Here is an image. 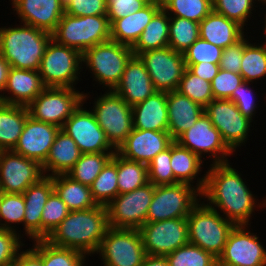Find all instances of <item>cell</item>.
I'll return each mask as SVG.
<instances>
[{"instance_id": "1", "label": "cell", "mask_w": 266, "mask_h": 266, "mask_svg": "<svg viewBox=\"0 0 266 266\" xmlns=\"http://www.w3.org/2000/svg\"><path fill=\"white\" fill-rule=\"evenodd\" d=\"M230 164H210L211 167L205 173V186L200 198L235 225H250L256 208H266V197L260 203L257 202L259 199L252 194L242 174Z\"/></svg>"}, {"instance_id": "2", "label": "cell", "mask_w": 266, "mask_h": 266, "mask_svg": "<svg viewBox=\"0 0 266 266\" xmlns=\"http://www.w3.org/2000/svg\"><path fill=\"white\" fill-rule=\"evenodd\" d=\"M108 228L107 207L98 205L87 210L70 211L45 240L91 256L97 252Z\"/></svg>"}, {"instance_id": "3", "label": "cell", "mask_w": 266, "mask_h": 266, "mask_svg": "<svg viewBox=\"0 0 266 266\" xmlns=\"http://www.w3.org/2000/svg\"><path fill=\"white\" fill-rule=\"evenodd\" d=\"M19 25L0 27V53L10 67L39 70L52 34L27 24Z\"/></svg>"}, {"instance_id": "4", "label": "cell", "mask_w": 266, "mask_h": 266, "mask_svg": "<svg viewBox=\"0 0 266 266\" xmlns=\"http://www.w3.org/2000/svg\"><path fill=\"white\" fill-rule=\"evenodd\" d=\"M187 224L189 243L210 252L217 259L223 253L227 237L235 226L201 200L191 209Z\"/></svg>"}, {"instance_id": "5", "label": "cell", "mask_w": 266, "mask_h": 266, "mask_svg": "<svg viewBox=\"0 0 266 266\" xmlns=\"http://www.w3.org/2000/svg\"><path fill=\"white\" fill-rule=\"evenodd\" d=\"M133 56L130 46L109 40L88 48L82 54V68L85 69V64L86 70L94 76L93 80L104 89L113 90Z\"/></svg>"}, {"instance_id": "6", "label": "cell", "mask_w": 266, "mask_h": 266, "mask_svg": "<svg viewBox=\"0 0 266 266\" xmlns=\"http://www.w3.org/2000/svg\"><path fill=\"white\" fill-rule=\"evenodd\" d=\"M52 39L83 54L88 48L111 40L110 23L106 15L73 16L64 13Z\"/></svg>"}, {"instance_id": "7", "label": "cell", "mask_w": 266, "mask_h": 266, "mask_svg": "<svg viewBox=\"0 0 266 266\" xmlns=\"http://www.w3.org/2000/svg\"><path fill=\"white\" fill-rule=\"evenodd\" d=\"M82 69V54L51 38L38 71L45 87L75 88Z\"/></svg>"}, {"instance_id": "8", "label": "cell", "mask_w": 266, "mask_h": 266, "mask_svg": "<svg viewBox=\"0 0 266 266\" xmlns=\"http://www.w3.org/2000/svg\"><path fill=\"white\" fill-rule=\"evenodd\" d=\"M93 104L91 111L97 123L117 150L133 130L132 107L113 90L97 95Z\"/></svg>"}, {"instance_id": "9", "label": "cell", "mask_w": 266, "mask_h": 266, "mask_svg": "<svg viewBox=\"0 0 266 266\" xmlns=\"http://www.w3.org/2000/svg\"><path fill=\"white\" fill-rule=\"evenodd\" d=\"M200 197V192L195 186L186 183L155 186L146 222L185 218L201 200Z\"/></svg>"}, {"instance_id": "10", "label": "cell", "mask_w": 266, "mask_h": 266, "mask_svg": "<svg viewBox=\"0 0 266 266\" xmlns=\"http://www.w3.org/2000/svg\"><path fill=\"white\" fill-rule=\"evenodd\" d=\"M84 102V92L76 88L46 87L28 106L33 119L63 127L65 121Z\"/></svg>"}, {"instance_id": "11", "label": "cell", "mask_w": 266, "mask_h": 266, "mask_svg": "<svg viewBox=\"0 0 266 266\" xmlns=\"http://www.w3.org/2000/svg\"><path fill=\"white\" fill-rule=\"evenodd\" d=\"M95 254L103 266H141L147 255L139 229L111 227Z\"/></svg>"}, {"instance_id": "12", "label": "cell", "mask_w": 266, "mask_h": 266, "mask_svg": "<svg viewBox=\"0 0 266 266\" xmlns=\"http://www.w3.org/2000/svg\"><path fill=\"white\" fill-rule=\"evenodd\" d=\"M155 186L148 182L131 192L118 194L106 207L111 228L140 229L146 223Z\"/></svg>"}, {"instance_id": "13", "label": "cell", "mask_w": 266, "mask_h": 266, "mask_svg": "<svg viewBox=\"0 0 266 266\" xmlns=\"http://www.w3.org/2000/svg\"><path fill=\"white\" fill-rule=\"evenodd\" d=\"M91 96L84 93V102L65 121L61 130L70 136L82 154L116 152L108 141L105 131L97 123L94 113L83 107L85 101Z\"/></svg>"}, {"instance_id": "14", "label": "cell", "mask_w": 266, "mask_h": 266, "mask_svg": "<svg viewBox=\"0 0 266 266\" xmlns=\"http://www.w3.org/2000/svg\"><path fill=\"white\" fill-rule=\"evenodd\" d=\"M175 141L195 153L201 160L207 154L209 160H213L212 164L229 162L228 157L235 154L224 143L219 130L212 125L205 112Z\"/></svg>"}, {"instance_id": "15", "label": "cell", "mask_w": 266, "mask_h": 266, "mask_svg": "<svg viewBox=\"0 0 266 266\" xmlns=\"http://www.w3.org/2000/svg\"><path fill=\"white\" fill-rule=\"evenodd\" d=\"M204 112L232 152H236L249 140L252 121L243 116L233 101L214 99L204 108Z\"/></svg>"}, {"instance_id": "16", "label": "cell", "mask_w": 266, "mask_h": 266, "mask_svg": "<svg viewBox=\"0 0 266 266\" xmlns=\"http://www.w3.org/2000/svg\"><path fill=\"white\" fill-rule=\"evenodd\" d=\"M144 63L156 91L177 90L186 70L184 55L167 46L138 55Z\"/></svg>"}, {"instance_id": "17", "label": "cell", "mask_w": 266, "mask_h": 266, "mask_svg": "<svg viewBox=\"0 0 266 266\" xmlns=\"http://www.w3.org/2000/svg\"><path fill=\"white\" fill-rule=\"evenodd\" d=\"M139 231L147 255L167 256L189 243L187 217L146 222Z\"/></svg>"}, {"instance_id": "18", "label": "cell", "mask_w": 266, "mask_h": 266, "mask_svg": "<svg viewBox=\"0 0 266 266\" xmlns=\"http://www.w3.org/2000/svg\"><path fill=\"white\" fill-rule=\"evenodd\" d=\"M249 226L235 225L230 231L218 266H266V249Z\"/></svg>"}, {"instance_id": "19", "label": "cell", "mask_w": 266, "mask_h": 266, "mask_svg": "<svg viewBox=\"0 0 266 266\" xmlns=\"http://www.w3.org/2000/svg\"><path fill=\"white\" fill-rule=\"evenodd\" d=\"M44 176L39 162L13 150L0 151V192L23 194Z\"/></svg>"}, {"instance_id": "20", "label": "cell", "mask_w": 266, "mask_h": 266, "mask_svg": "<svg viewBox=\"0 0 266 266\" xmlns=\"http://www.w3.org/2000/svg\"><path fill=\"white\" fill-rule=\"evenodd\" d=\"M173 142L168 131L133 128L116 153L124 159L147 165L158 153L169 148Z\"/></svg>"}, {"instance_id": "21", "label": "cell", "mask_w": 266, "mask_h": 266, "mask_svg": "<svg viewBox=\"0 0 266 266\" xmlns=\"http://www.w3.org/2000/svg\"><path fill=\"white\" fill-rule=\"evenodd\" d=\"M60 128L28 116L13 151L39 162L46 161L56 134Z\"/></svg>"}, {"instance_id": "22", "label": "cell", "mask_w": 266, "mask_h": 266, "mask_svg": "<svg viewBox=\"0 0 266 266\" xmlns=\"http://www.w3.org/2000/svg\"><path fill=\"white\" fill-rule=\"evenodd\" d=\"M12 9L18 15L22 24L52 34L61 17L65 13V6L61 0H9Z\"/></svg>"}, {"instance_id": "23", "label": "cell", "mask_w": 266, "mask_h": 266, "mask_svg": "<svg viewBox=\"0 0 266 266\" xmlns=\"http://www.w3.org/2000/svg\"><path fill=\"white\" fill-rule=\"evenodd\" d=\"M113 91L131 107L143 102L156 92L151 77L138 56H133L127 63Z\"/></svg>"}, {"instance_id": "24", "label": "cell", "mask_w": 266, "mask_h": 266, "mask_svg": "<svg viewBox=\"0 0 266 266\" xmlns=\"http://www.w3.org/2000/svg\"><path fill=\"white\" fill-rule=\"evenodd\" d=\"M54 192L51 176H44L23 193L25 212L23 230L29 239H42V212L49 196Z\"/></svg>"}, {"instance_id": "25", "label": "cell", "mask_w": 266, "mask_h": 266, "mask_svg": "<svg viewBox=\"0 0 266 266\" xmlns=\"http://www.w3.org/2000/svg\"><path fill=\"white\" fill-rule=\"evenodd\" d=\"M45 88L38 70L10 67L0 102L28 106Z\"/></svg>"}, {"instance_id": "26", "label": "cell", "mask_w": 266, "mask_h": 266, "mask_svg": "<svg viewBox=\"0 0 266 266\" xmlns=\"http://www.w3.org/2000/svg\"><path fill=\"white\" fill-rule=\"evenodd\" d=\"M168 132L175 141L192 127L204 108L177 90L167 92Z\"/></svg>"}, {"instance_id": "27", "label": "cell", "mask_w": 266, "mask_h": 266, "mask_svg": "<svg viewBox=\"0 0 266 266\" xmlns=\"http://www.w3.org/2000/svg\"><path fill=\"white\" fill-rule=\"evenodd\" d=\"M162 8L159 0H151L139 11L116 19L111 25V40L132 47L153 16Z\"/></svg>"}, {"instance_id": "28", "label": "cell", "mask_w": 266, "mask_h": 266, "mask_svg": "<svg viewBox=\"0 0 266 266\" xmlns=\"http://www.w3.org/2000/svg\"><path fill=\"white\" fill-rule=\"evenodd\" d=\"M133 128L168 131L167 93L156 91L132 107Z\"/></svg>"}, {"instance_id": "29", "label": "cell", "mask_w": 266, "mask_h": 266, "mask_svg": "<svg viewBox=\"0 0 266 266\" xmlns=\"http://www.w3.org/2000/svg\"><path fill=\"white\" fill-rule=\"evenodd\" d=\"M245 28L236 21L212 11L199 23L200 38L225 49L238 42Z\"/></svg>"}, {"instance_id": "30", "label": "cell", "mask_w": 266, "mask_h": 266, "mask_svg": "<svg viewBox=\"0 0 266 266\" xmlns=\"http://www.w3.org/2000/svg\"><path fill=\"white\" fill-rule=\"evenodd\" d=\"M75 141L63 130L56 134L46 161L42 164L45 176L67 174L81 157Z\"/></svg>"}, {"instance_id": "31", "label": "cell", "mask_w": 266, "mask_h": 266, "mask_svg": "<svg viewBox=\"0 0 266 266\" xmlns=\"http://www.w3.org/2000/svg\"><path fill=\"white\" fill-rule=\"evenodd\" d=\"M204 161L187 148L180 146L176 141L171 144V168L178 183L194 186L201 193L205 186V175H201ZM199 175L203 176L200 178ZM197 177V178H196ZM197 181H194L196 180Z\"/></svg>"}, {"instance_id": "32", "label": "cell", "mask_w": 266, "mask_h": 266, "mask_svg": "<svg viewBox=\"0 0 266 266\" xmlns=\"http://www.w3.org/2000/svg\"><path fill=\"white\" fill-rule=\"evenodd\" d=\"M28 116L27 106L0 102V151L14 149Z\"/></svg>"}, {"instance_id": "33", "label": "cell", "mask_w": 266, "mask_h": 266, "mask_svg": "<svg viewBox=\"0 0 266 266\" xmlns=\"http://www.w3.org/2000/svg\"><path fill=\"white\" fill-rule=\"evenodd\" d=\"M51 177L54 191L67 205L70 211L87 210L98 206L93 199L89 186L74 181L66 174L54 175Z\"/></svg>"}, {"instance_id": "34", "label": "cell", "mask_w": 266, "mask_h": 266, "mask_svg": "<svg viewBox=\"0 0 266 266\" xmlns=\"http://www.w3.org/2000/svg\"><path fill=\"white\" fill-rule=\"evenodd\" d=\"M170 16L161 8L147 24L139 39L131 47L134 56L148 50L160 49L168 46Z\"/></svg>"}, {"instance_id": "35", "label": "cell", "mask_w": 266, "mask_h": 266, "mask_svg": "<svg viewBox=\"0 0 266 266\" xmlns=\"http://www.w3.org/2000/svg\"><path fill=\"white\" fill-rule=\"evenodd\" d=\"M32 248L41 256L43 266H85L86 255L81 251L52 245L45 239L34 240Z\"/></svg>"}, {"instance_id": "36", "label": "cell", "mask_w": 266, "mask_h": 266, "mask_svg": "<svg viewBox=\"0 0 266 266\" xmlns=\"http://www.w3.org/2000/svg\"><path fill=\"white\" fill-rule=\"evenodd\" d=\"M117 178V153H114L90 186L98 205L107 206L119 194Z\"/></svg>"}, {"instance_id": "37", "label": "cell", "mask_w": 266, "mask_h": 266, "mask_svg": "<svg viewBox=\"0 0 266 266\" xmlns=\"http://www.w3.org/2000/svg\"><path fill=\"white\" fill-rule=\"evenodd\" d=\"M114 153L116 152L82 154L66 175L74 181L90 187Z\"/></svg>"}, {"instance_id": "38", "label": "cell", "mask_w": 266, "mask_h": 266, "mask_svg": "<svg viewBox=\"0 0 266 266\" xmlns=\"http://www.w3.org/2000/svg\"><path fill=\"white\" fill-rule=\"evenodd\" d=\"M246 35L245 48L243 51L240 74L244 81L254 83L266 77V47L262 44L256 45L253 41L249 42Z\"/></svg>"}, {"instance_id": "39", "label": "cell", "mask_w": 266, "mask_h": 266, "mask_svg": "<svg viewBox=\"0 0 266 266\" xmlns=\"http://www.w3.org/2000/svg\"><path fill=\"white\" fill-rule=\"evenodd\" d=\"M118 193H128L147 184V165L124 159L117 154Z\"/></svg>"}, {"instance_id": "40", "label": "cell", "mask_w": 266, "mask_h": 266, "mask_svg": "<svg viewBox=\"0 0 266 266\" xmlns=\"http://www.w3.org/2000/svg\"><path fill=\"white\" fill-rule=\"evenodd\" d=\"M199 37L198 22L170 16L168 46L173 50L183 54Z\"/></svg>"}, {"instance_id": "41", "label": "cell", "mask_w": 266, "mask_h": 266, "mask_svg": "<svg viewBox=\"0 0 266 266\" xmlns=\"http://www.w3.org/2000/svg\"><path fill=\"white\" fill-rule=\"evenodd\" d=\"M161 5L169 16L198 23L213 11L212 0H162Z\"/></svg>"}, {"instance_id": "42", "label": "cell", "mask_w": 266, "mask_h": 266, "mask_svg": "<svg viewBox=\"0 0 266 266\" xmlns=\"http://www.w3.org/2000/svg\"><path fill=\"white\" fill-rule=\"evenodd\" d=\"M169 266H218V259L210 252L188 243L166 256Z\"/></svg>"}, {"instance_id": "43", "label": "cell", "mask_w": 266, "mask_h": 266, "mask_svg": "<svg viewBox=\"0 0 266 266\" xmlns=\"http://www.w3.org/2000/svg\"><path fill=\"white\" fill-rule=\"evenodd\" d=\"M25 201L23 194L0 192V228L18 232L15 224H23ZM12 224H14L12 226Z\"/></svg>"}, {"instance_id": "44", "label": "cell", "mask_w": 266, "mask_h": 266, "mask_svg": "<svg viewBox=\"0 0 266 266\" xmlns=\"http://www.w3.org/2000/svg\"><path fill=\"white\" fill-rule=\"evenodd\" d=\"M177 91L193 102L201 105L203 108L214 100L211 82L193 74L188 68H186L183 77L180 80Z\"/></svg>"}, {"instance_id": "45", "label": "cell", "mask_w": 266, "mask_h": 266, "mask_svg": "<svg viewBox=\"0 0 266 266\" xmlns=\"http://www.w3.org/2000/svg\"><path fill=\"white\" fill-rule=\"evenodd\" d=\"M256 3V0H212L213 11L236 21L243 28L249 25L247 23L253 16V10L256 12Z\"/></svg>"}, {"instance_id": "46", "label": "cell", "mask_w": 266, "mask_h": 266, "mask_svg": "<svg viewBox=\"0 0 266 266\" xmlns=\"http://www.w3.org/2000/svg\"><path fill=\"white\" fill-rule=\"evenodd\" d=\"M171 145L158 153L148 164V181L154 186L178 183L171 168Z\"/></svg>"}, {"instance_id": "47", "label": "cell", "mask_w": 266, "mask_h": 266, "mask_svg": "<svg viewBox=\"0 0 266 266\" xmlns=\"http://www.w3.org/2000/svg\"><path fill=\"white\" fill-rule=\"evenodd\" d=\"M70 210L54 191L42 212V239H45L69 214Z\"/></svg>"}, {"instance_id": "48", "label": "cell", "mask_w": 266, "mask_h": 266, "mask_svg": "<svg viewBox=\"0 0 266 266\" xmlns=\"http://www.w3.org/2000/svg\"><path fill=\"white\" fill-rule=\"evenodd\" d=\"M223 49L202 38H198L184 53L186 64L208 62L219 64Z\"/></svg>"}, {"instance_id": "49", "label": "cell", "mask_w": 266, "mask_h": 266, "mask_svg": "<svg viewBox=\"0 0 266 266\" xmlns=\"http://www.w3.org/2000/svg\"><path fill=\"white\" fill-rule=\"evenodd\" d=\"M253 83L244 81L242 82L232 93V96L229 100L233 101L234 104L237 106L238 110L243 114L244 117L250 119L252 122L254 121L255 114L259 106L257 105L256 92L252 90L254 87L251 85ZM249 86H252L250 88Z\"/></svg>"}, {"instance_id": "50", "label": "cell", "mask_w": 266, "mask_h": 266, "mask_svg": "<svg viewBox=\"0 0 266 266\" xmlns=\"http://www.w3.org/2000/svg\"><path fill=\"white\" fill-rule=\"evenodd\" d=\"M242 82L241 74L220 69L211 82L214 99H229Z\"/></svg>"}, {"instance_id": "51", "label": "cell", "mask_w": 266, "mask_h": 266, "mask_svg": "<svg viewBox=\"0 0 266 266\" xmlns=\"http://www.w3.org/2000/svg\"><path fill=\"white\" fill-rule=\"evenodd\" d=\"M23 234L0 228V266H11L23 244ZM22 240V241H21Z\"/></svg>"}, {"instance_id": "52", "label": "cell", "mask_w": 266, "mask_h": 266, "mask_svg": "<svg viewBox=\"0 0 266 266\" xmlns=\"http://www.w3.org/2000/svg\"><path fill=\"white\" fill-rule=\"evenodd\" d=\"M65 13L73 16H97L107 14V0H70Z\"/></svg>"}, {"instance_id": "53", "label": "cell", "mask_w": 266, "mask_h": 266, "mask_svg": "<svg viewBox=\"0 0 266 266\" xmlns=\"http://www.w3.org/2000/svg\"><path fill=\"white\" fill-rule=\"evenodd\" d=\"M151 0H107V14L110 25L128 14L145 7Z\"/></svg>"}, {"instance_id": "54", "label": "cell", "mask_w": 266, "mask_h": 266, "mask_svg": "<svg viewBox=\"0 0 266 266\" xmlns=\"http://www.w3.org/2000/svg\"><path fill=\"white\" fill-rule=\"evenodd\" d=\"M246 34L235 44L223 49L220 69L240 74L241 61L245 48Z\"/></svg>"}, {"instance_id": "55", "label": "cell", "mask_w": 266, "mask_h": 266, "mask_svg": "<svg viewBox=\"0 0 266 266\" xmlns=\"http://www.w3.org/2000/svg\"><path fill=\"white\" fill-rule=\"evenodd\" d=\"M186 67L198 77L212 82L213 78L217 75L220 70L219 64H212L208 62H201L196 64H186Z\"/></svg>"}, {"instance_id": "56", "label": "cell", "mask_w": 266, "mask_h": 266, "mask_svg": "<svg viewBox=\"0 0 266 266\" xmlns=\"http://www.w3.org/2000/svg\"><path fill=\"white\" fill-rule=\"evenodd\" d=\"M11 266H43L41 256L31 249L20 250Z\"/></svg>"}, {"instance_id": "57", "label": "cell", "mask_w": 266, "mask_h": 266, "mask_svg": "<svg viewBox=\"0 0 266 266\" xmlns=\"http://www.w3.org/2000/svg\"><path fill=\"white\" fill-rule=\"evenodd\" d=\"M9 69L10 64L4 59V57L0 53V95L6 87Z\"/></svg>"}, {"instance_id": "58", "label": "cell", "mask_w": 266, "mask_h": 266, "mask_svg": "<svg viewBox=\"0 0 266 266\" xmlns=\"http://www.w3.org/2000/svg\"><path fill=\"white\" fill-rule=\"evenodd\" d=\"M141 266H169L166 256L146 255Z\"/></svg>"}, {"instance_id": "59", "label": "cell", "mask_w": 266, "mask_h": 266, "mask_svg": "<svg viewBox=\"0 0 266 266\" xmlns=\"http://www.w3.org/2000/svg\"><path fill=\"white\" fill-rule=\"evenodd\" d=\"M263 18H264L263 19L264 22H262V23H265L264 26H262L263 27V30H264L263 33L265 34V36H263V37H266V11H265V16ZM265 41H266V39H265ZM262 45L266 47V42H263Z\"/></svg>"}, {"instance_id": "60", "label": "cell", "mask_w": 266, "mask_h": 266, "mask_svg": "<svg viewBox=\"0 0 266 266\" xmlns=\"http://www.w3.org/2000/svg\"><path fill=\"white\" fill-rule=\"evenodd\" d=\"M256 1H257V2L259 1L260 4L262 3V5L265 4V6H266V0H256Z\"/></svg>"}, {"instance_id": "61", "label": "cell", "mask_w": 266, "mask_h": 266, "mask_svg": "<svg viewBox=\"0 0 266 266\" xmlns=\"http://www.w3.org/2000/svg\"><path fill=\"white\" fill-rule=\"evenodd\" d=\"M70 0H61L62 4L65 6Z\"/></svg>"}]
</instances>
